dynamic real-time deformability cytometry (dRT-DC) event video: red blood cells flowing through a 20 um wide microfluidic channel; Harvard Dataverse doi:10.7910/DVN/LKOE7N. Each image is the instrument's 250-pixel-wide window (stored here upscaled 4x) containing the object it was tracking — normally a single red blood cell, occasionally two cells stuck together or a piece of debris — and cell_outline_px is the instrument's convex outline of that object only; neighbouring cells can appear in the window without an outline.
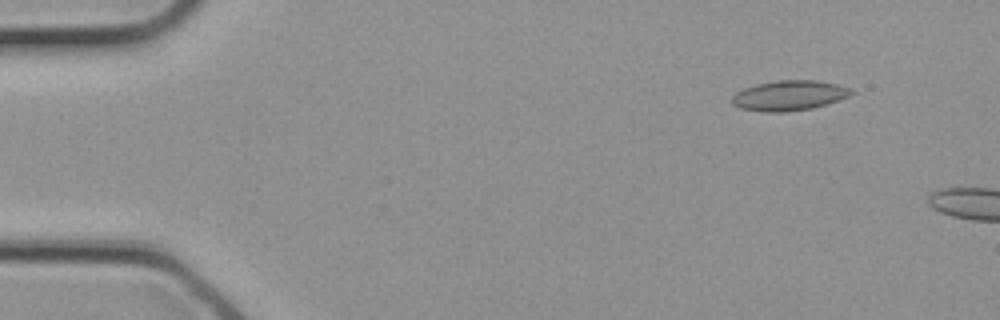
{"species": "common noctule bat (a hibernating species)", "species_latin": "Nyctalus noctula", "temperature_condition": "cold", "stored_images_in_passage": 5, "camera_frame_rate_fps": 3000, "um_per_image_px": 0.085, "animal": {"sex": "female", "body_mass_g": 21.9}, "frame": {"image": 1, "passage_image": 3, "time_ms": 0.667, "image_size_px": [1000, 320], "cell_outline_px": [[856, 92], [848, 96], [812, 108], [788, 112], [764, 112], [740, 108], [732, 104], [732, 96], [736, 92], [744, 88], [756, 84], [776, 80], [816, 80], [836, 84], [852, 88]], "centroid_in_image_um": [67.06, 8.11], "position_along_channel_um": 17.9, "area_um2": 20.92}}